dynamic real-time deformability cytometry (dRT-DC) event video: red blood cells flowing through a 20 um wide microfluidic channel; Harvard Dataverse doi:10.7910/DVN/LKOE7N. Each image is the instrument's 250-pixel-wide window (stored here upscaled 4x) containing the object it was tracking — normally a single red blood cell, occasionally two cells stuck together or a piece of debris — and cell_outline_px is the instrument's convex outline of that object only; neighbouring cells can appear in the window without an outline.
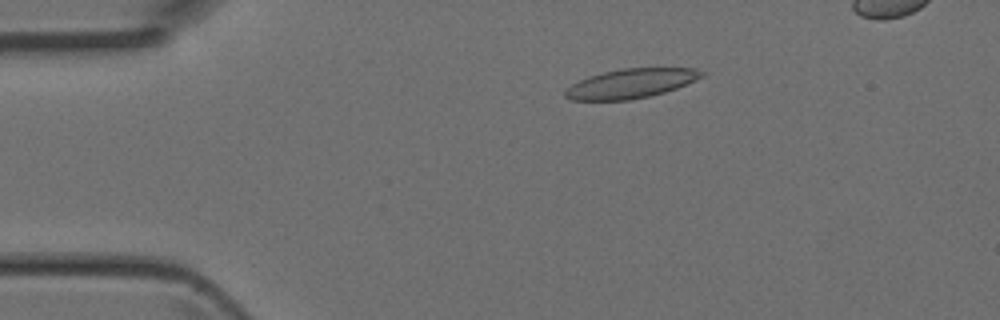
{"species": "Egyptian fruit bat (a non-hibernating species)", "species_latin": "Rousettus aegyptiacus", "temperature_condition": "room temperature", "stored_images_in_passage": 4, "camera_frame_rate_fps": 3000, "um_per_image_px": 0.085, "animal": {"sex": "female"}, "frame": {"image": 1, "passage_image": 2, "time_ms": 0.333, "image_size_px": [1000, 320], "cell_outline_px": [[704, 76], [696, 80], [676, 88], [664, 92], [648, 96], [628, 100], [572, 100], [564, 96], [564, 92], [572, 84], [588, 76], [604, 72], [624, 68], [696, 68], [704, 72]], "centroid_in_image_um": [53.64, 7.09], "position_along_channel_um": 31.4, "area_um2": 23.18}}